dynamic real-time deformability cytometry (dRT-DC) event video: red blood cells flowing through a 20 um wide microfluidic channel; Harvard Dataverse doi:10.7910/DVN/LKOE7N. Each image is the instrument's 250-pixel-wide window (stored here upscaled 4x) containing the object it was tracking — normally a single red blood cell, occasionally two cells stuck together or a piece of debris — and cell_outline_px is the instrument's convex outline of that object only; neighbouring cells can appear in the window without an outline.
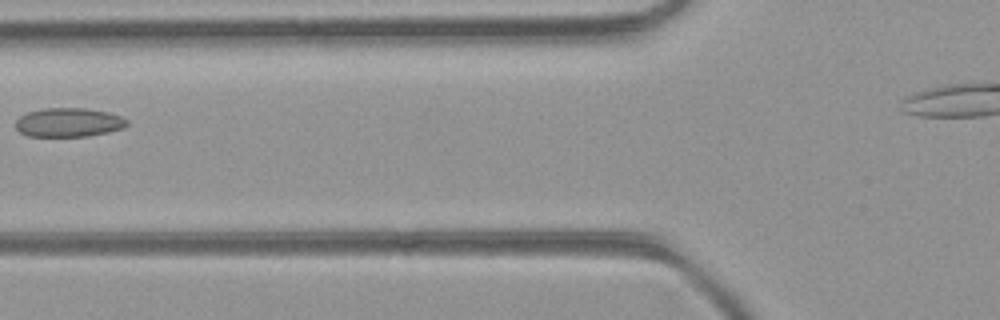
{"species": "common noctule bat (a hibernating species)", "species_latin": "Nyctalus noctula", "temperature_condition": "room temperature", "stored_images_in_passage": 6, "camera_frame_rate_fps": 3000, "um_per_image_px": 0.085, "animal": {"sex": "female", "body_mass_g": 21.9}, "frame": {"image": 1, "passage_image": 5, "time_ms": 1.333, "image_size_px": [1000, 320], "cell_outline_px": [[128, 124], [124, 128], [108, 132], [88, 136], [28, 136], [20, 132], [16, 128], [16, 120], [20, 116], [28, 112], [40, 108], [84, 108], [108, 112], [120, 116], [128, 120]], "centroid_in_image_um": [5.84, 10.4], "position_along_channel_um": 120.0, "area_um2": 18.84}}